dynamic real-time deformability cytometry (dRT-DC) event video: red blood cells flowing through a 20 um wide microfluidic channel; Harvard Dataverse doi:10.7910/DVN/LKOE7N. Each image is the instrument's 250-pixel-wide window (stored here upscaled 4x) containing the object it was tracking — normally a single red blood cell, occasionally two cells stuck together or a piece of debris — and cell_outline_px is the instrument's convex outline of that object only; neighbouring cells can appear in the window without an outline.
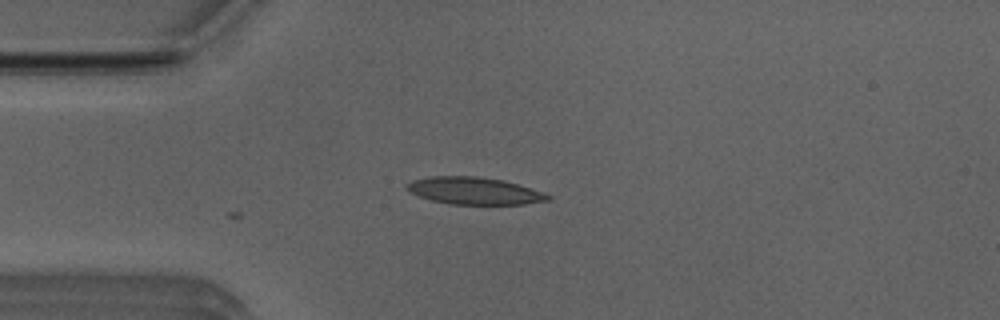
{"species": "Egyptian fruit bat (a non-hibernating species)", "species_latin": "Rousettus aegyptiacus", "temperature_condition": "room temperature", "stored_images_in_passage": 25, "camera_frame_rate_fps": 3000, "um_per_image_px": 0.085, "animal": {"sex": "male"}, "frame": {"image": 1, "passage_image": 1, "time_ms": 0.0, "image_size_px": [1000, 320], "cell_outline_px": [[552, 200], [524, 204], [452, 204], [432, 200], [408, 192], [404, 188], [412, 180], [432, 176], [476, 176], [504, 180], [544, 192], [552, 196]], "centroid_in_image_um": [40.34, 16.22], "position_along_channel_um": 44.7, "area_um2": 22.37}}
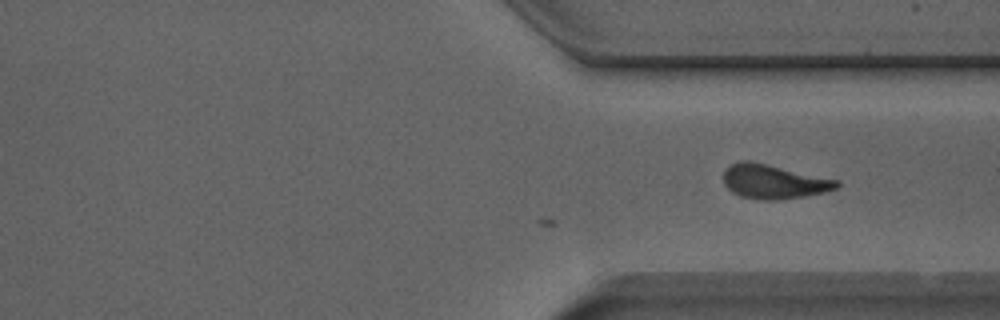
{"frame": {"image": 2, "passage_image": 25, "time_ms": 8.0, "image_size_px": [1000, 320], "cell_outline_px": [[840, 184], [836, 188], [824, 192], [780, 200], [760, 200], [740, 196], [732, 192], [724, 184], [724, 172], [732, 164], [740, 160], [748, 160], [768, 164], [840, 180]], "centroid_in_image_um": [65.77, 15.43], "position_along_channel_um": 345.6, "area_um2": 22.54}}